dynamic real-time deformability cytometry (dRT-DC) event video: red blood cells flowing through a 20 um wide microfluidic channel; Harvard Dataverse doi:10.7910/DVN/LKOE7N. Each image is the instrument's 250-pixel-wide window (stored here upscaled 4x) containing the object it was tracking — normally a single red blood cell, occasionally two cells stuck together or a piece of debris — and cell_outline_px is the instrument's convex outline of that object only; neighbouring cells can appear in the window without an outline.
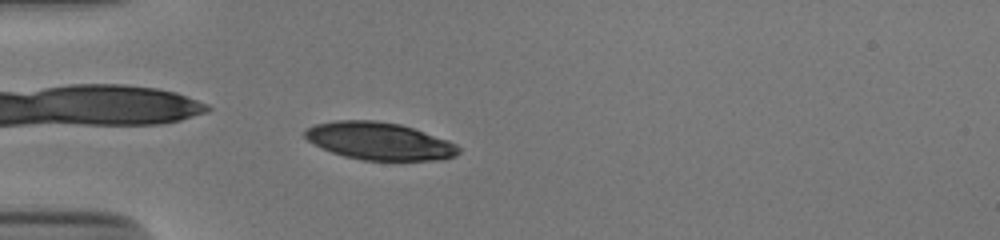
{"species": "human", "species_latin": "Homo sapiens", "temperature_condition": "cold", "stored_images_in_passage": 53, "camera_frame_rate_fps": 3000, "um_per_image_px": 0.085, "donor": {"sex": "male"}, "frame": {"image": 1, "passage_image": 16, "time_ms": 5.0, "image_size_px": [1000, 240], "cell_outline_px": [[460, 152], [456, 156], [440, 160], [364, 160], [344, 156], [332, 152], [308, 140], [304, 136], [304, 132], [308, 128], [316, 124], [336, 120], [376, 120], [400, 124], [448, 140], [456, 144], [460, 148]], "centroid_in_image_um": [32.27, 11.99], "position_along_channel_um": 52.7, "area_um2": 33.35}}
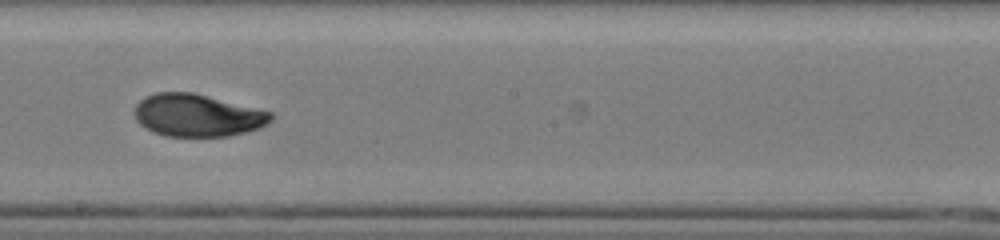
{"frame": {"image": 2, "passage_image": 31, "time_ms": 10.0, "image_size_px": [1000, 240], "cell_outline_px": [[276, 116], [268, 124], [260, 128], [228, 136], [164, 136], [152, 132], [140, 124], [136, 120], [132, 112], [136, 104], [144, 96], [156, 92], [192, 92], [272, 112]], "centroid_in_image_um": [16.75, 9.8], "position_along_channel_um": 231.4, "area_um2": 33.99}}
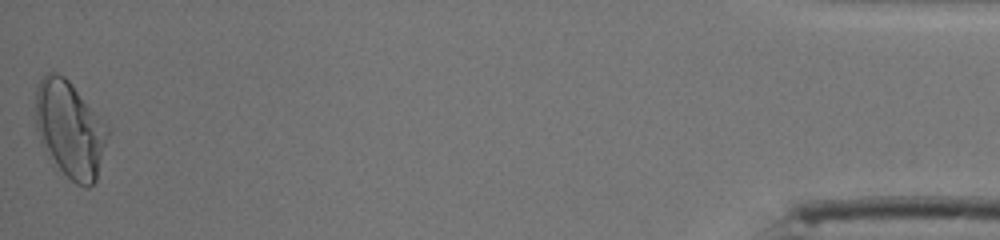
{"frame": {"image": 3, "passage_image": 53, "time_ms": 17.333, "image_size_px": [1000, 240], "cell_outline_px": [[108, 136], [96, 180], [88, 188], [84, 188], [76, 184], [56, 164], [40, 144], [36, 128], [36, 84], [48, 72], [56, 72], [64, 76], [72, 84], [108, 128]], "centroid_in_image_um": [5.92, 10.98], "position_along_channel_um": 429.3, "area_um2": 40.0}, "authors_computed_cell_mechanics": {"area_um2": 33.5818, "velocity_mm_per_s": 3.862, "shape_relaxation_time_tau1_ms": 6.6401, "shape_relaxation_time_tau2_ms": 1.4666, "deformation_change_tau1": 0.2153, "deformation_change_tau2": 0.0581}}